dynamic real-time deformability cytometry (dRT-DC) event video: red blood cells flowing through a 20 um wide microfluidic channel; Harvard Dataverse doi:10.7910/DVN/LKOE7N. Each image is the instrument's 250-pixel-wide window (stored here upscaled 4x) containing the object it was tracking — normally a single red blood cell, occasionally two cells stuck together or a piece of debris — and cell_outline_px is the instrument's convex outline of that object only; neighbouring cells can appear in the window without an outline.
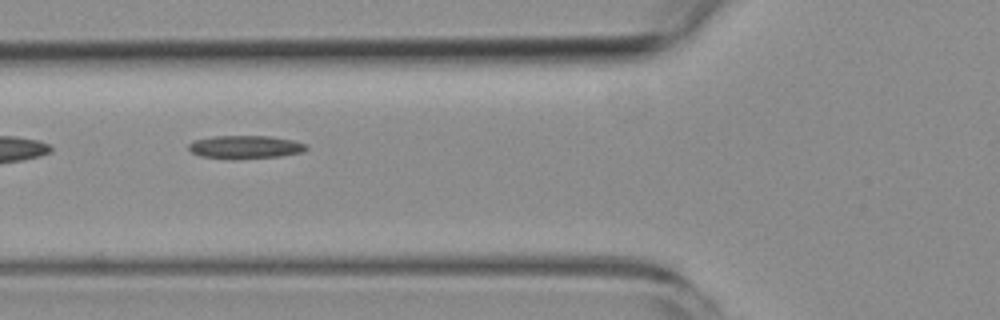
{"species": "common noctule bat (a hibernating species)", "species_latin": "Nyctalus noctula", "temperature_condition": "room temperature", "stored_images_in_passage": 6, "camera_frame_rate_fps": 3000, "um_per_image_px": 0.085, "animal": {"sex": "female", "body_mass_g": 19.3, "forearm_length_mm": 54.1}, "frame": {"image": 1, "passage_image": 4, "time_ms": 3.667, "image_size_px": [1000, 320], "cell_outline_px": [[308, 148], [304, 152], [280, 156], [236, 160], [232, 160], [200, 156], [192, 152], [188, 148], [188, 144], [192, 140], [212, 136], [268, 136], [292, 140], [308, 144]], "centroid_in_image_um": [20.83, 12.51], "position_along_channel_um": 105.0, "area_um2": 16.24}}
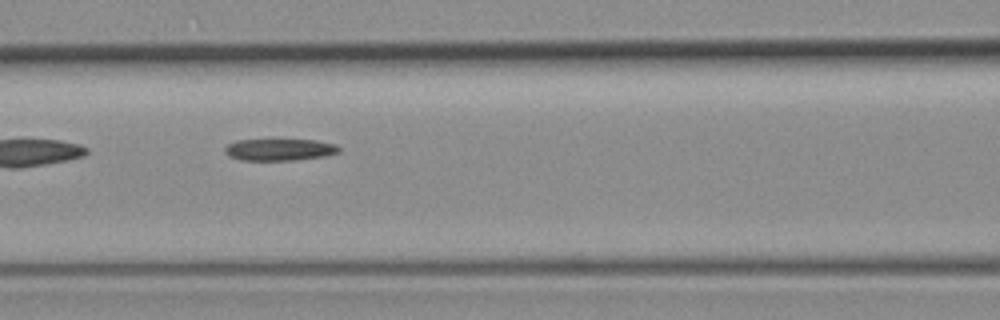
{"frame": {"image": 2, "passage_image": 5, "time_ms": 4.667, "image_size_px": [1000, 320], "cell_outline_px": [[340, 152], [324, 156], [292, 160], [240, 160], [228, 156], [224, 152], [224, 148], [228, 144], [236, 140], [316, 140], [336, 144], [340, 148]], "centroid_in_image_um": [23.74, 12.72], "position_along_channel_um": 142.9, "area_um2": 14.51}}